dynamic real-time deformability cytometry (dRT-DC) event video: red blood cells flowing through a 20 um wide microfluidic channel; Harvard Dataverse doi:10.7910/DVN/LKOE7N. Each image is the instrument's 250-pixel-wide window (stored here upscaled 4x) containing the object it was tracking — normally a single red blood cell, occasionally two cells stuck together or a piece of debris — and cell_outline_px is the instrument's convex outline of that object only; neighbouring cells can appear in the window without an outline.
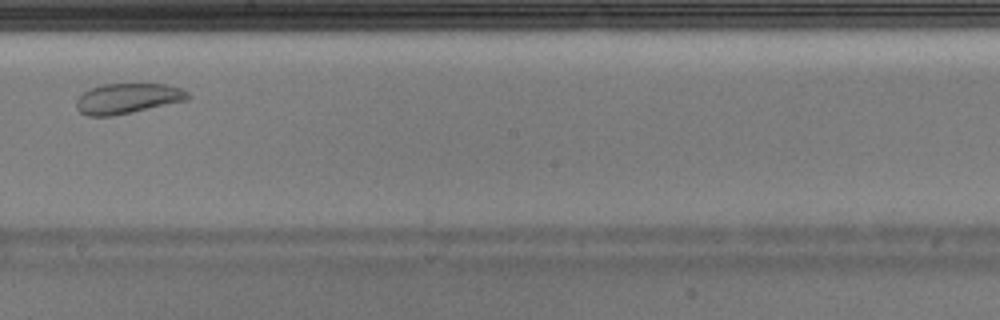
{"species": "Egyptian fruit bat (a non-hibernating species)", "species_latin": "Rousettus aegyptiacus", "temperature_condition": "warm", "stored_images_in_passage": 28, "camera_frame_rate_fps": 3000, "um_per_image_px": 0.085, "animal": {"sex": "male"}, "frame": {"image": 1, "passage_image": 16, "time_ms": 5.0, "image_size_px": [1000, 320], "cell_outline_px": [[192, 96], [188, 100], [112, 116], [88, 116], [80, 112], [76, 108], [76, 100], [88, 88], [100, 84], [168, 84], [180, 88], [188, 92]], "centroid_in_image_um": [10.84, 8.36], "position_along_channel_um": 237.4, "area_um2": 19.77}}